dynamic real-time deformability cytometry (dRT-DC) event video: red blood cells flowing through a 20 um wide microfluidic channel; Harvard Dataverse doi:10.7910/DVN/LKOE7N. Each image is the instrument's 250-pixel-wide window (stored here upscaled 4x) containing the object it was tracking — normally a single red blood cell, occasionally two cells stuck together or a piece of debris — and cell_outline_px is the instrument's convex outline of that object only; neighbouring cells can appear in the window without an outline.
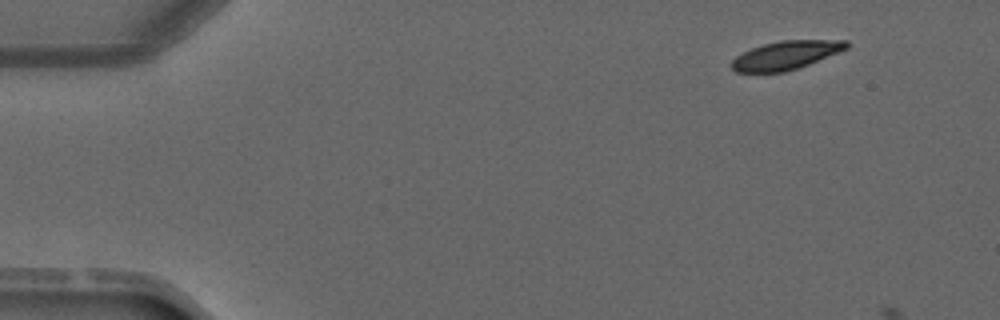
{"species": "common noctule bat (a hibernating species)", "species_latin": "Nyctalus noctula", "temperature_condition": "warm", "stored_images_in_passage": 3, "segment_of_instrument_passage": [2, 2], "camera_frame_rate_fps": 3000, "um_per_image_px": 0.085, "animal": {"sex": "male", "forearm_length_mm": 52.5}, "frame": {"image": 1, "passage_image": 3, "time_ms": 3.0, "image_size_px": [1000, 320], "cell_outline_px": [[848, 48], [808, 64], [784, 72], [736, 72], [728, 64], [736, 56], [752, 48], [764, 44], [780, 40], [848, 40]], "centroid_in_image_um": [66.76, 4.69], "position_along_channel_um": 18.2, "area_um2": 18.9}}